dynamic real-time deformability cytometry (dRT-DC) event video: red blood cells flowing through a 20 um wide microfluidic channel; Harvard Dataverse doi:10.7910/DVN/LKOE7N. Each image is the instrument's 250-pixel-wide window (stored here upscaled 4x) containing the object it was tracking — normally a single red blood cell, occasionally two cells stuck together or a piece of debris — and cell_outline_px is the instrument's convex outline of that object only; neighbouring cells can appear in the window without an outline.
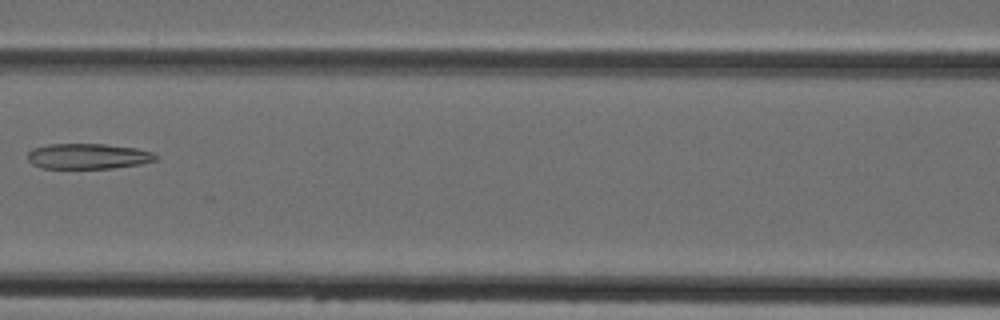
{"species": "Egyptian fruit bat (a non-hibernating species)", "species_latin": "Rousettus aegyptiacus", "temperature_condition": "cold", "stored_images_in_passage": 6, "camera_frame_rate_fps": 3000, "um_per_image_px": 0.085, "animal": {"sex": "female"}, "frame": {"image": 1, "passage_image": 6, "time_ms": 6.667, "image_size_px": [1000, 320], "cell_outline_px": [[160, 156], [156, 160], [140, 164], [112, 168], [40, 168], [32, 164], [28, 160], [28, 152], [32, 148], [48, 144], [104, 144], [136, 148], [152, 152]], "centroid_in_image_um": [7.48, 13.28], "position_along_channel_um": 159.1, "area_um2": 19.07}}